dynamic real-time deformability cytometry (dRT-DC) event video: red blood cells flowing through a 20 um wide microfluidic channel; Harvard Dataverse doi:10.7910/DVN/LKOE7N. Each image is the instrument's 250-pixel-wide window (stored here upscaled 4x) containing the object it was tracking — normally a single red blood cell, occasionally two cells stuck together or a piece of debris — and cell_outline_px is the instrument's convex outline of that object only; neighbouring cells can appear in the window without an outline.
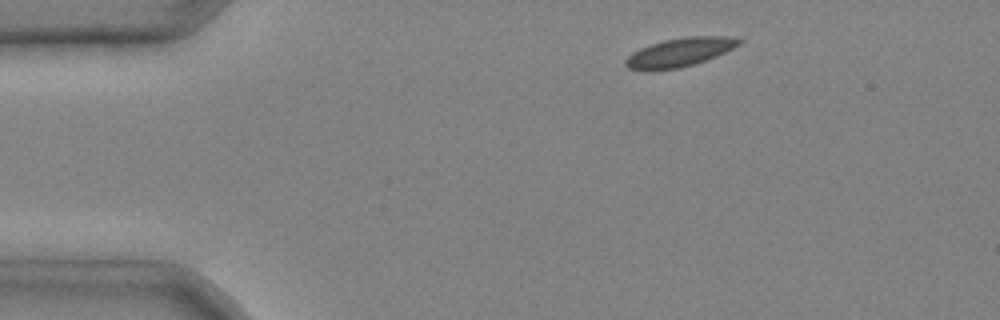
{"species": "common noctule bat (a hibernating species)", "species_latin": "Nyctalus noctula", "temperature_condition": "cold", "stored_images_in_passage": 5, "camera_frame_rate_fps": 3000, "um_per_image_px": 0.085, "animal": {"sex": "male", "body_mass_g": 20.4}, "frame": {"image": 1, "passage_image": 1, "time_ms": 0.0, "image_size_px": [1000, 320], "cell_outline_px": [[744, 40], [740, 44], [716, 56], [680, 68], [652, 72], [644, 72], [628, 68], [624, 64], [624, 60], [632, 52], [640, 48], [664, 40], [684, 36], [736, 36]], "centroid_in_image_um": [57.73, 4.46], "position_along_channel_um": 27.3, "area_um2": 19.36}}
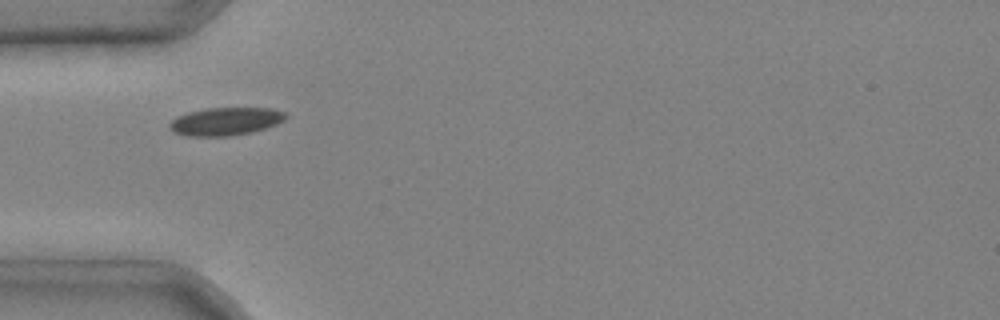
{"frame": {"image": 2, "passage_image": 3, "time_ms": 0.667, "image_size_px": [1000, 320], "cell_outline_px": [[288, 116], [284, 120], [276, 124], [252, 132], [228, 136], [188, 136], [172, 132], [168, 128], [168, 124], [176, 116], [188, 112], [208, 108], [272, 108], [284, 112]], "centroid_in_image_um": [19.13, 10.32], "position_along_channel_um": 65.9, "area_um2": 18.96}}
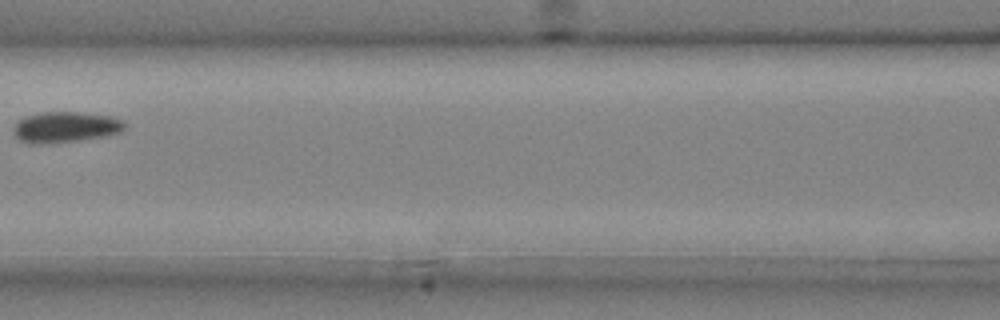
{"frame": {"image": 3, "passage_image": 5, "time_ms": 1.333, "image_size_px": [1000, 320], "cell_outline_px": [[124, 128], [120, 132], [104, 136], [76, 140], [20, 140], [12, 132], [12, 128], [24, 116], [40, 112], [80, 112], [112, 116], [124, 120]], "centroid_in_image_um": [5.63, 10.73], "position_along_channel_um": 161.0, "area_um2": 18.96}}